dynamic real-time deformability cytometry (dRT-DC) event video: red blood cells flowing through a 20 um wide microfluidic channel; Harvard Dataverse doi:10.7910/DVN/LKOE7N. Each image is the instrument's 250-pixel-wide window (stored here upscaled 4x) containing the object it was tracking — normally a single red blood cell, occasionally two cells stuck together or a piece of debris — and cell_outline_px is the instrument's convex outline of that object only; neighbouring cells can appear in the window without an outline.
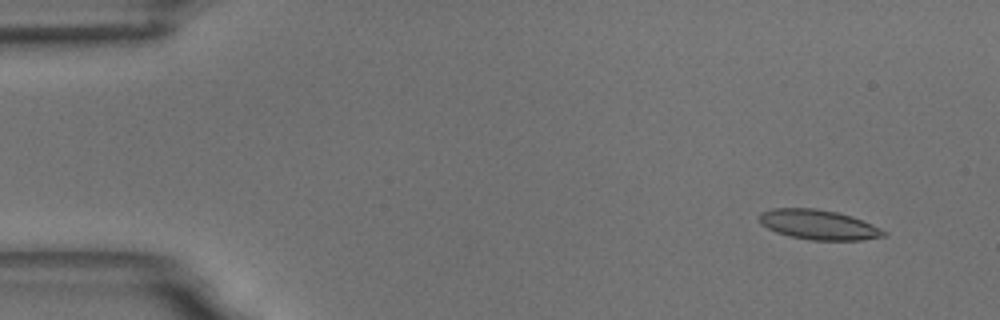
{"species": "common noctule bat (a hibernating species)", "species_latin": "Nyctalus noctula", "temperature_condition": "room temperature", "stored_images_in_passage": 15, "camera_frame_rate_fps": 3000, "um_per_image_px": 0.085, "animal": {"sex": "male", "body_mass_g": 18.8}, "frame": {"image": 1, "passage_image": 2, "time_ms": 1.0, "image_size_px": [1000, 320], "cell_outline_px": [[888, 236], [860, 240], [808, 240], [788, 236], [776, 232], [760, 224], [756, 216], [760, 212], [772, 208], [816, 208], [836, 212], [852, 216], [872, 224], [888, 232]], "centroid_in_image_um": [69.54, 19.1], "position_along_channel_um": 15.5, "area_um2": 21.96}}
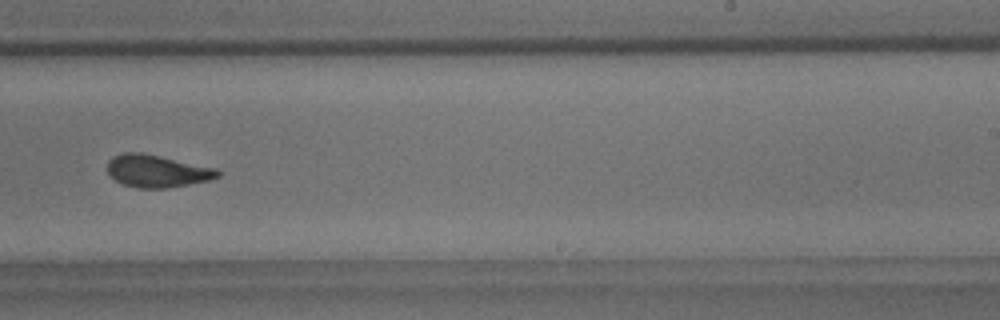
{"frame": {"image": 2, "passage_image": 10, "time_ms": 11.333, "image_size_px": [1000, 320], "cell_outline_px": [[220, 176], [208, 180], [168, 188], [136, 188], [124, 184], [108, 176], [108, 160], [112, 156], [124, 152], [140, 152], [216, 168], [220, 172]], "centroid_in_image_um": [13.31, 14.54], "position_along_channel_um": 275.7, "area_um2": 20.75}}
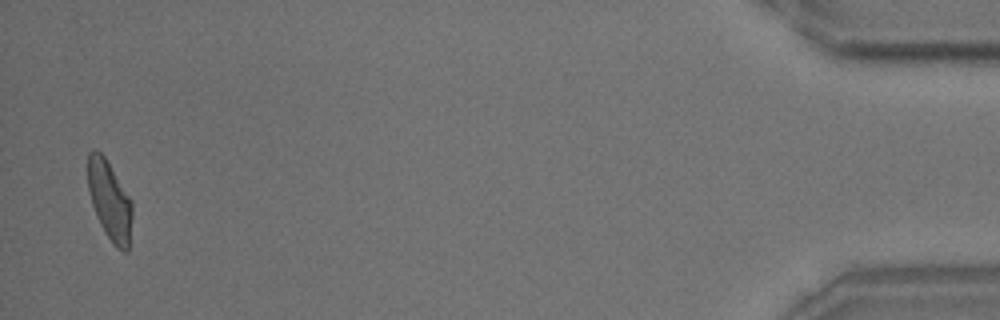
{"frame": {"image": 3, "passage_image": 15, "time_ms": 18.0, "image_size_px": [1000, 320], "cell_outline_px": [[132, 216], [128, 252], [124, 252], [116, 248], [112, 244], [104, 232], [96, 216], [92, 204], [88, 188], [88, 152], [92, 148], [96, 148], [104, 156], [132, 200]], "centroid_in_image_um": [9.32, 17.06], "position_along_channel_um": 425.9, "area_um2": 20.63}, "authors_computed_cell_mechanics": {"area_um2": 21.4438, "velocity_mm_per_s": 3.5683, "shape_relaxation_time_tau1_ms": null, "shape_relaxation_time_tau2_ms": 1.8986, "deformation_change_tau1": null, "deformation_change_tau2": 0.0631}}